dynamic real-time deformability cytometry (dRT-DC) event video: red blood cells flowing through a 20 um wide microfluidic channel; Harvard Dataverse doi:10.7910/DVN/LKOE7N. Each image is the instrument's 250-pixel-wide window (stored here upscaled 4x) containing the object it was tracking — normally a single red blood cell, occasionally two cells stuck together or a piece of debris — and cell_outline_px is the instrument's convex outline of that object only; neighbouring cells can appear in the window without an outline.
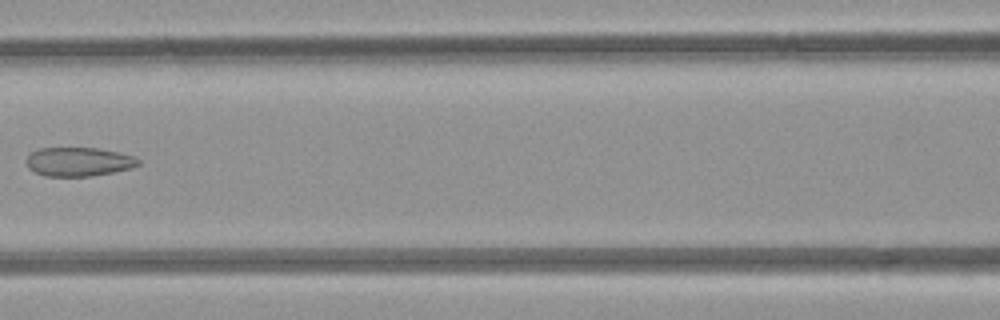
{"species": "common noctule bat (a hibernating species)", "species_latin": "Nyctalus noctula", "temperature_condition": "room temperature", "stored_images_in_passage": 5, "camera_frame_rate_fps": 3000, "um_per_image_px": 0.085, "animal": {"sex": "female", "body_mass_g": 21.9}, "frame": {"image": 1, "passage_image": 5, "time_ms": 5.333, "image_size_px": [1000, 320], "cell_outline_px": [[140, 164], [132, 168], [92, 176], [44, 176], [28, 168], [24, 160], [32, 152], [40, 148], [96, 148], [116, 152], [132, 156], [140, 160]], "centroid_in_image_um": [6.65, 13.75], "position_along_channel_um": 159.9, "area_um2": 18.79}}